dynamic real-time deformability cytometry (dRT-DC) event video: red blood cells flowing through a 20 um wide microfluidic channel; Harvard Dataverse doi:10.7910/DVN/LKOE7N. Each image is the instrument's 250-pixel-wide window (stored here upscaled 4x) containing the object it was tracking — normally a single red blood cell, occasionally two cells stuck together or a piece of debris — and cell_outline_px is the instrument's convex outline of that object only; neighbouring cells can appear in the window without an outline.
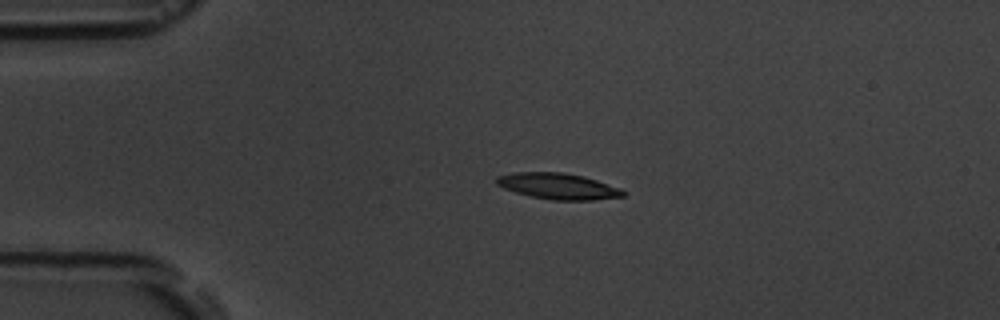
{"species": "common noctule bat (a hibernating species)", "species_latin": "Nyctalus noctula", "temperature_condition": "room temperature", "stored_images_in_passage": 5, "camera_frame_rate_fps": 3000, "um_per_image_px": 0.085, "animal": {"sex": "male", "body_mass_g": 19.5, "forearm_length_mm": 54.6}, "frame": {"image": 1, "passage_image": 3, "time_ms": 3.333, "image_size_px": [1000, 320], "cell_outline_px": [[624, 196], [592, 200], [552, 200], [532, 196], [516, 192], [504, 188], [496, 184], [496, 176], [516, 172], [564, 172], [584, 176], [620, 188], [624, 192]], "centroid_in_image_um": [47.42, 15.82], "position_along_channel_um": 37.6, "area_um2": 19.07}}
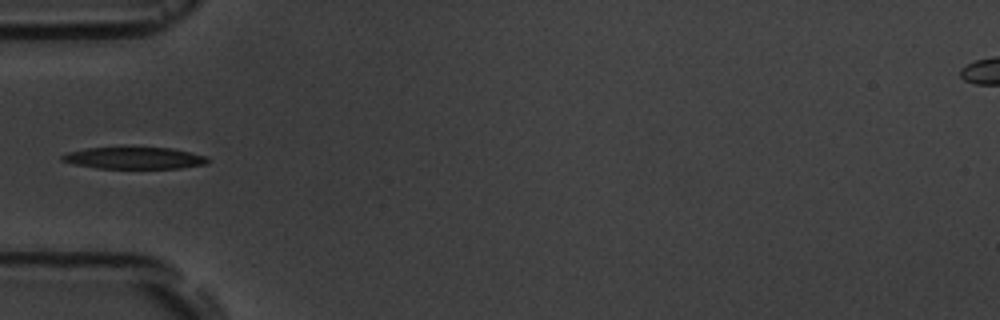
{"frame": {"image": 2, "passage_image": 5, "time_ms": 5.333, "image_size_px": [1000, 320], "cell_outline_px": [[208, 160], [204, 164], [180, 168], [96, 168], [76, 164], [60, 160], [60, 156], [68, 152], [88, 148], [172, 148], [204, 156]], "centroid_in_image_um": [11.36, 13.44], "position_along_channel_um": 73.6, "area_um2": 18.03}}